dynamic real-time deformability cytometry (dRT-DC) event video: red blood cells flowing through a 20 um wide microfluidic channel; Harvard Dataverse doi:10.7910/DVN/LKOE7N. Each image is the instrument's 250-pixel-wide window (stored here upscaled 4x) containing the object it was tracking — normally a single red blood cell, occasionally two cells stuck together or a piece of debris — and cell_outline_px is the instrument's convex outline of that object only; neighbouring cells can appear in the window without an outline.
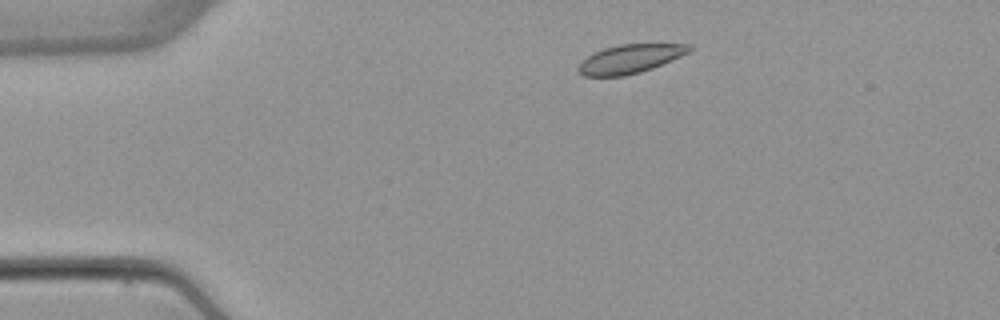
{"species": "common noctule bat (a hibernating species)", "species_latin": "Nyctalus noctula", "temperature_condition": "warm", "stored_images_in_passage": 3, "camera_frame_rate_fps": 3000, "um_per_image_px": 0.085, "animal": {"sex": "female", "body_mass_g": 22.7, "forearm_length_mm": 54.2}, "frame": {"image": 1, "passage_image": 2, "time_ms": 1.333, "image_size_px": [1000, 320], "cell_outline_px": [[696, 48], [688, 52], [652, 68], [640, 72], [624, 76], [584, 76], [576, 68], [588, 56], [604, 48], [620, 44], [692, 44]], "centroid_in_image_um": [53.58, 4.99], "position_along_channel_um": 31.4, "area_um2": 18.32}}